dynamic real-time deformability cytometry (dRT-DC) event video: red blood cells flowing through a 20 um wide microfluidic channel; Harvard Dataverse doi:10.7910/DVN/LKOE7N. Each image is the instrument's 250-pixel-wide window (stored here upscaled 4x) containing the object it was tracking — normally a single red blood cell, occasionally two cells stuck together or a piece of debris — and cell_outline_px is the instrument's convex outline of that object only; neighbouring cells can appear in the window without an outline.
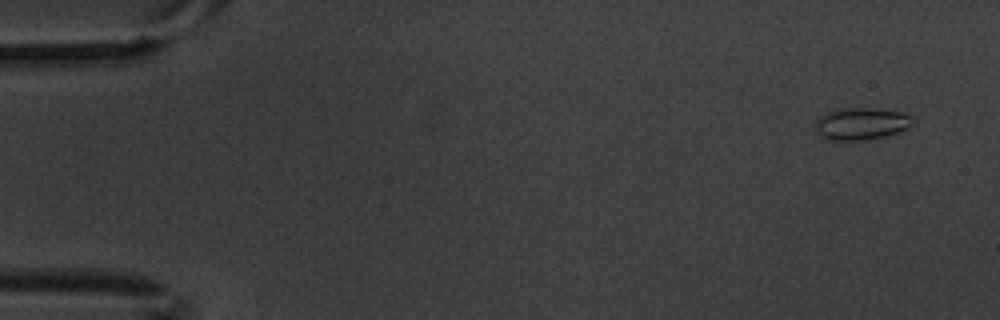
{"species": "common noctule bat (a hibernating species)", "species_latin": "Nyctalus noctula", "temperature_condition": "warm", "stored_images_in_passage": 5, "camera_frame_rate_fps": 3000, "um_per_image_px": 0.085, "animal": {"sex": "male", "body_mass_g": 20.1, "forearm_length_mm": 53.5}, "frame": {"image": 1, "passage_image": 1, "time_ms": 0.0, "image_size_px": [1000, 320], "cell_outline_px": [[916, 124], [908, 128], [884, 136], [860, 140], [832, 140], [816, 132], [816, 120], [820, 116], [828, 112], [844, 108], [872, 108], [904, 112], [912, 116], [916, 120]], "centroid_in_image_um": [73.28, 10.5], "position_along_channel_um": 11.7, "area_um2": 18.15}}
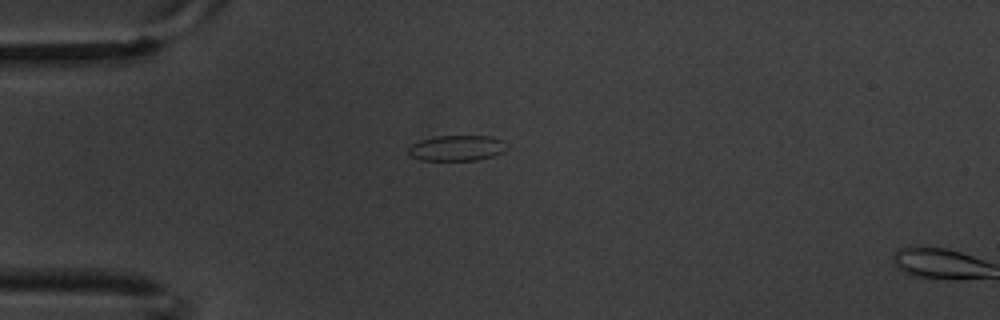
{"frame": {"image": 2, "passage_image": 4, "time_ms": 1.0, "image_size_px": [1000, 320], "cell_outline_px": [[508, 148], [504, 152], [492, 156], [476, 160], [420, 160], [408, 156], [408, 148], [412, 144], [420, 140], [436, 136], [492, 136], [504, 140]], "centroid_in_image_um": [38.84, 12.58], "position_along_channel_um": 46.2, "area_um2": 14.85}}